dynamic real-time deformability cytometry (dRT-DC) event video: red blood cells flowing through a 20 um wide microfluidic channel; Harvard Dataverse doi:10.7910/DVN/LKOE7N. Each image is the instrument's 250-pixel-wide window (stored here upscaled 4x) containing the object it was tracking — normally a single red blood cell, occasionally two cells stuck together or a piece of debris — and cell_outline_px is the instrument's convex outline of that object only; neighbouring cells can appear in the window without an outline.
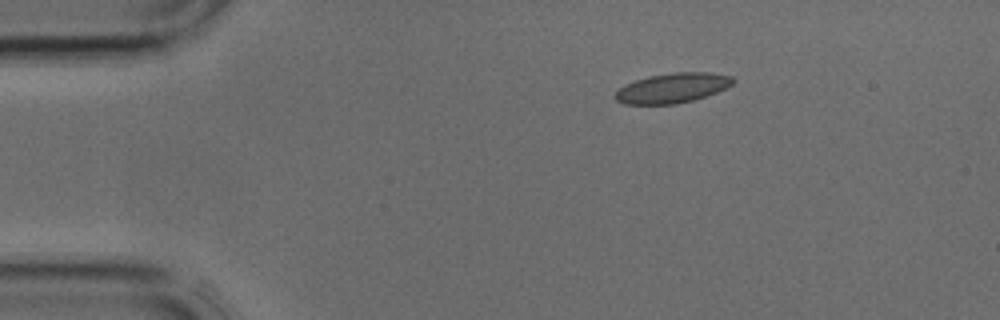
{"species": "common noctule bat (a hibernating species)", "species_latin": "Nyctalus noctula", "temperature_condition": "cold", "stored_images_in_passage": 2, "camera_frame_rate_fps": 3000, "um_per_image_px": 0.085, "animal": {"sex": "male", "body_mass_g": 17.9, "forearm_length_mm": 54.2}, "frame": {"image": 1, "passage_image": 1, "time_ms": 0.0, "image_size_px": [1000, 320], "cell_outline_px": [[736, 80], [732, 84], [716, 92], [692, 100], [676, 104], [624, 104], [616, 100], [612, 96], [624, 84], [636, 80], [652, 76], [676, 72], [708, 72], [732, 76]], "centroid_in_image_um": [57.14, 7.48], "position_along_channel_um": 27.9, "area_um2": 20.29}}